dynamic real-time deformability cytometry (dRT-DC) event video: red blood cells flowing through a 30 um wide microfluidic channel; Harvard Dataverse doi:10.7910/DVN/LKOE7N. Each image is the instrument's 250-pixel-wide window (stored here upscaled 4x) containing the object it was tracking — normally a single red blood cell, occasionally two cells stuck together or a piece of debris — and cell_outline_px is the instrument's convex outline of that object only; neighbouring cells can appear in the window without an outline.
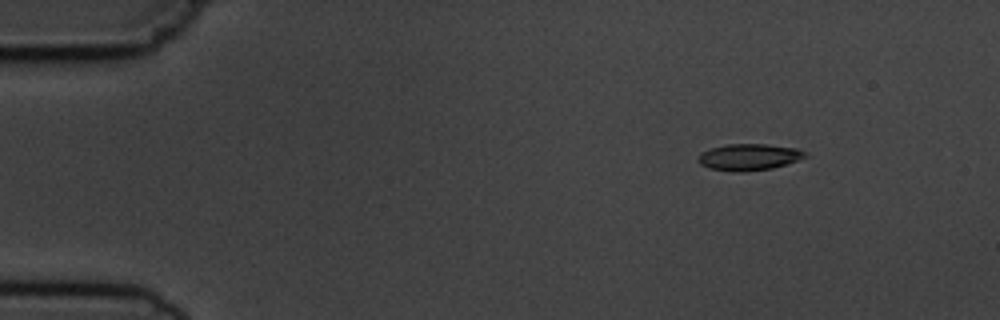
{"species": "common noctule bat (a hibernating species)", "species_latin": "Nyctalus noctula", "temperature_condition": "cold", "stored_images_in_passage": 9, "camera_frame_rate_fps": 3000, "um_per_image_px": 0.085, "animal": {"sex": "male", "body_mass_g": 19.5, "forearm_length_mm": 54.6}, "frame": {"image": 1, "passage_image": 2, "time_ms": 1.333, "image_size_px": [1000, 320], "cell_outline_px": [[808, 156], [772, 168], [740, 172], [732, 172], [708, 168], [700, 164], [696, 160], [696, 156], [700, 152], [712, 148], [728, 144], [764, 144], [796, 148], [808, 152]], "centroid_in_image_um": [63.61, 13.35], "position_along_channel_um": 21.4, "area_um2": 16.59}}
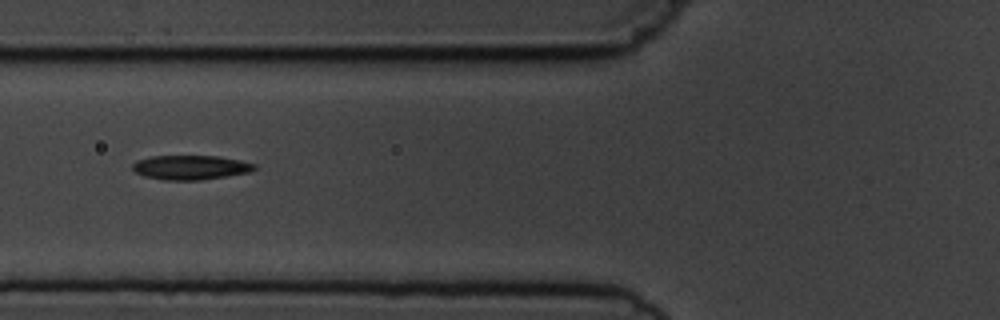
{"frame": {"image": 2, "passage_image": 6, "time_ms": 6.0, "image_size_px": [1000, 320], "cell_outline_px": [[256, 168], [252, 172], [200, 180], [164, 180], [144, 176], [136, 172], [132, 168], [132, 164], [136, 160], [152, 156], [216, 156], [240, 160], [256, 164]], "centroid_in_image_um": [16.2, 14.23], "position_along_channel_um": 109.6, "area_um2": 17.34}}
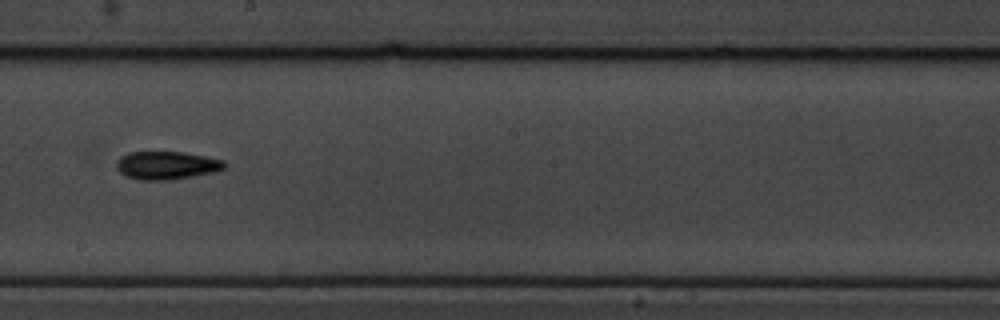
{"frame": {"image": 3, "passage_image": 9, "time_ms": 9.333, "image_size_px": [1000, 320], "cell_outline_px": [[228, 164], [224, 168], [216, 172], [168, 180], [140, 180], [124, 176], [116, 168], [116, 160], [120, 156], [128, 152], [184, 152], [224, 160]], "centroid_in_image_um": [14.15, 14.05], "position_along_channel_um": 234.1, "area_um2": 17.86}}